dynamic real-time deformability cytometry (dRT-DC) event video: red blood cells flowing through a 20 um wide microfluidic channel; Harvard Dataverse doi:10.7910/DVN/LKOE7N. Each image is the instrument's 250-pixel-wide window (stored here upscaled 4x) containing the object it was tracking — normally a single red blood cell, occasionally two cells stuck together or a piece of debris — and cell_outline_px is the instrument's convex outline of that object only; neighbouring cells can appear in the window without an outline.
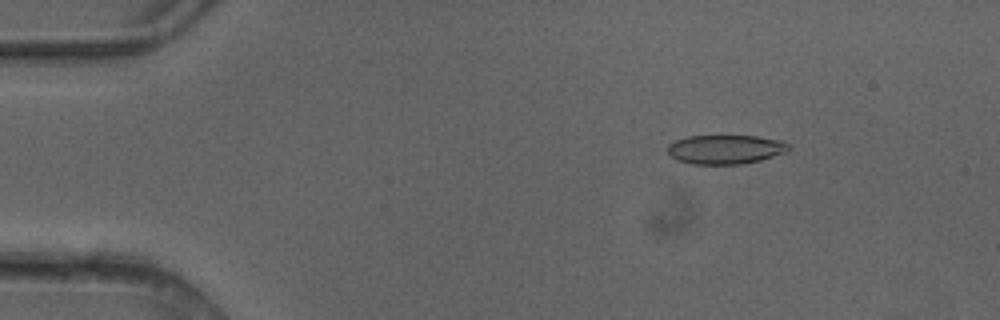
{"species": "common noctule bat (a hibernating species)", "species_latin": "Nyctalus noctula", "temperature_condition": "cold", "stored_images_in_passage": 4, "camera_frame_rate_fps": 3000, "um_per_image_px": 0.085, "animal": {"sex": "female"}, "frame": {"image": 1, "passage_image": 2, "time_ms": 0.333, "image_size_px": [1000, 320], "cell_outline_px": [[792, 148], [788, 152], [760, 160], [744, 164], [692, 164], [676, 160], [668, 152], [668, 144], [676, 140], [688, 136], [756, 136], [784, 140], [792, 144]], "centroid_in_image_um": [61.74, 12.69], "position_along_channel_um": 23.3, "area_um2": 20.87}}